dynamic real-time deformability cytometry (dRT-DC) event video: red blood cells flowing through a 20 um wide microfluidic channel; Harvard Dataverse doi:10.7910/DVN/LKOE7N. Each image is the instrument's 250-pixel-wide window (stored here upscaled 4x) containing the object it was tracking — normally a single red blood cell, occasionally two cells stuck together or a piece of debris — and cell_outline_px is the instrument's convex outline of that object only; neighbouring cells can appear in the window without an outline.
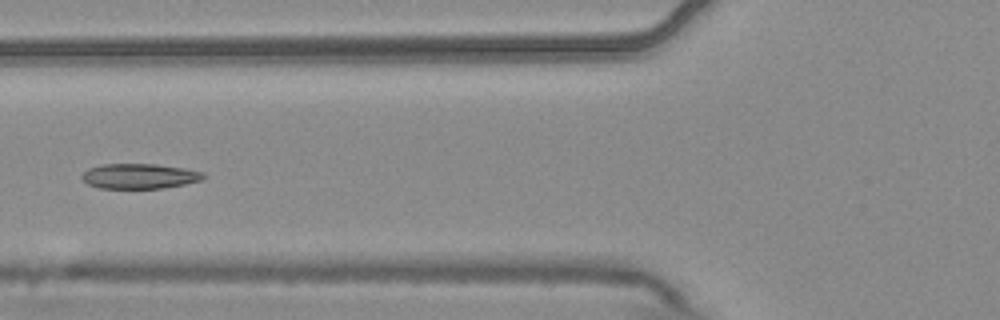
{"species": "common noctule bat (a hibernating species)", "species_latin": "Nyctalus noctula", "temperature_condition": "warm", "stored_images_in_passage": 7, "camera_frame_rate_fps": 3000, "um_per_image_px": 0.085, "animal": {"sex": "male", "body_mass_g": 20.4}, "frame": {"image": 1, "passage_image": 7, "time_ms": 2.0, "image_size_px": [1000, 320], "cell_outline_px": [[208, 176], [200, 180], [184, 184], [164, 188], [100, 188], [88, 184], [80, 176], [88, 168], [100, 164], [156, 164], [184, 168], [204, 172]], "centroid_in_image_um": [11.86, 14.96], "position_along_channel_um": 113.9, "area_um2": 17.8}}